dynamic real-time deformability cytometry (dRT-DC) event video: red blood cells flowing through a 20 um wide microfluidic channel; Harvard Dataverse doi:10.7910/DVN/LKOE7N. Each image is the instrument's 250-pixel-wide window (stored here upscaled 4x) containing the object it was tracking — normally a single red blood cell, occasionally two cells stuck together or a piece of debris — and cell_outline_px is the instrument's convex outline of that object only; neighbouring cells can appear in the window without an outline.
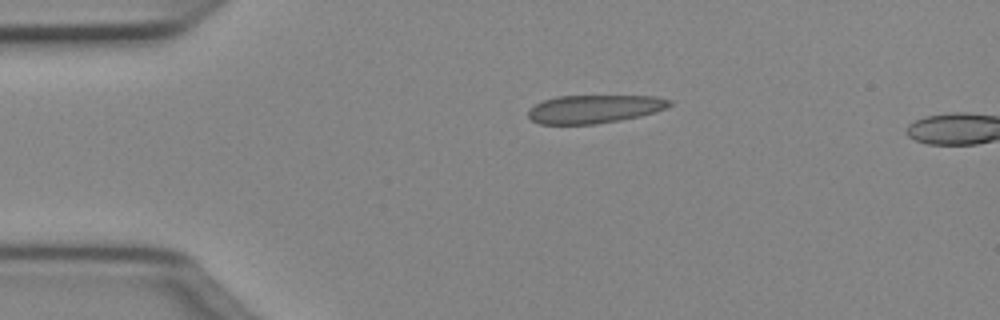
{"species": "Egyptian fruit bat (a non-hibernating species)", "species_latin": "Rousettus aegyptiacus", "temperature_condition": "cold", "stored_images_in_passage": 3, "camera_frame_rate_fps": 3000, "um_per_image_px": 0.085, "animal": {"sex": "female"}, "frame": {"image": 1, "passage_image": 1, "time_ms": 0.0, "image_size_px": [1000, 320], "cell_outline_px": [[672, 104], [656, 112], [640, 116], [620, 120], [596, 124], [540, 124], [532, 120], [528, 116], [528, 108], [544, 100], [556, 96], [656, 96], [672, 100]], "centroid_in_image_um": [50.51, 9.26], "position_along_channel_um": 34.5, "area_um2": 23.29}}